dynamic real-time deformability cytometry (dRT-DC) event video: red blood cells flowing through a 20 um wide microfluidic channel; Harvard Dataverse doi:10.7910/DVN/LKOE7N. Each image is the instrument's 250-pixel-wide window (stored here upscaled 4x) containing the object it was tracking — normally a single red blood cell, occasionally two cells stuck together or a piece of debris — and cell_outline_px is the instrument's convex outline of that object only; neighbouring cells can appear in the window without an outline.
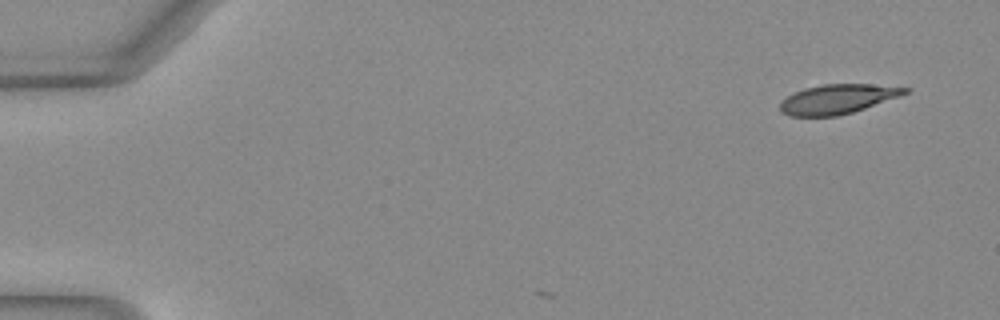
{"species": "Egyptian fruit bat (a non-hibernating species)", "species_latin": "Rousettus aegyptiacus", "temperature_condition": "warm", "stored_images_in_passage": 4, "camera_frame_rate_fps": 3000, "um_per_image_px": 0.085, "animal": {"sex": "female"}, "frame": {"image": 1, "passage_image": 1, "time_ms": 0.0, "image_size_px": [1000, 320], "cell_outline_px": [[912, 88], [908, 92], [900, 96], [852, 112], [836, 116], [788, 116], [780, 112], [780, 100], [792, 92], [804, 88], [820, 84], [872, 84]], "centroid_in_image_um": [71.14, 8.41], "position_along_channel_um": 13.9, "area_um2": 21.62}}